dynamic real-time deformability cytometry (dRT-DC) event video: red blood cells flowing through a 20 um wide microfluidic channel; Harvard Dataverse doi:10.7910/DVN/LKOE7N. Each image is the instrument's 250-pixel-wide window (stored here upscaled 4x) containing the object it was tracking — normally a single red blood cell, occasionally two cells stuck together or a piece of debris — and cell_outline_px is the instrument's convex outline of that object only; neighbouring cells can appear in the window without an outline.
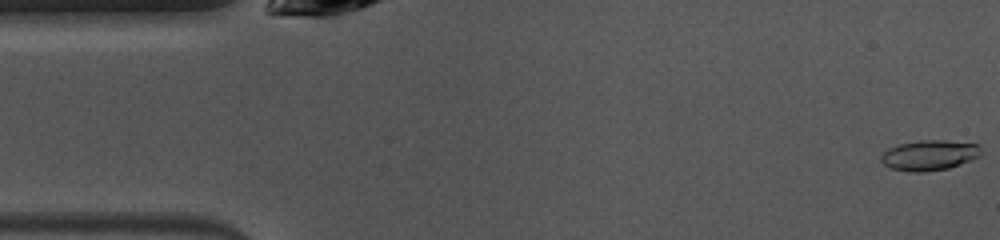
{"species": "common noctule bat (a hibernating species)", "species_latin": "Nyctalus noctula", "temperature_condition": "warm", "stored_images_in_passage": 48, "camera_frame_rate_fps": 3000, "um_per_image_px": 0.085, "animal": {"sex": "female", "body_mass_g": 10.0, "forearm_length_mm": 53.1}, "frame": {"image": 1, "passage_image": 1, "time_ms": 0.0, "image_size_px": [1000, 240], "cell_outline_px": [[980, 156], [960, 164], [948, 168], [924, 172], [912, 172], [892, 168], [884, 164], [880, 160], [880, 156], [888, 148], [900, 144], [920, 140], [944, 140], [980, 144]], "centroid_in_image_um": [78.99, 13.19], "position_along_channel_um": 6.0, "area_um2": 17.57}}
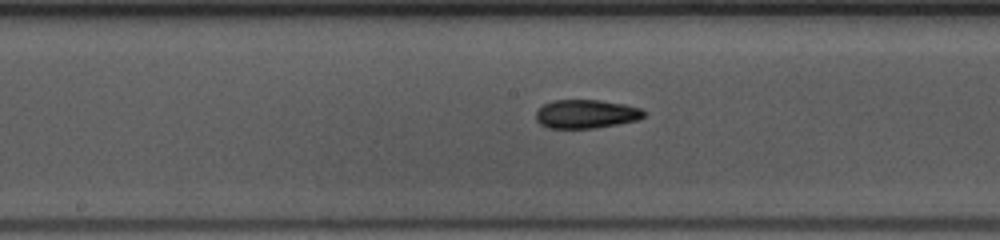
{"frame": {"image": 2, "passage_image": 23, "time_ms": 7.333, "image_size_px": [1000, 240], "cell_outline_px": [[648, 112], [644, 116], [636, 120], [596, 128], [548, 128], [540, 124], [536, 120], [536, 112], [544, 104], [552, 100], [600, 100], [624, 104], [640, 108]], "centroid_in_image_um": [49.81, 9.68], "position_along_channel_um": 198.4, "area_um2": 18.03}}
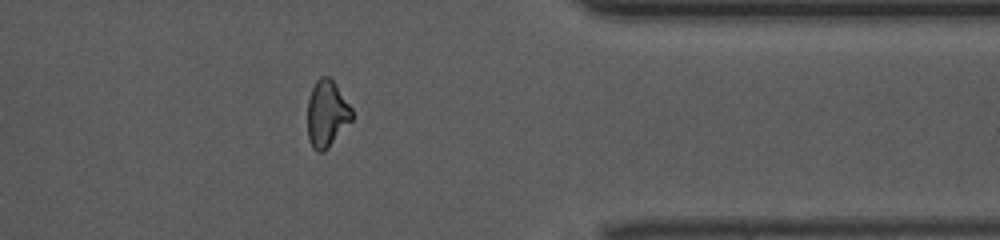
{"frame": {"image": 3, "passage_image": 38, "time_ms": 12.333, "image_size_px": [1000, 240], "cell_outline_px": [[352, 120], [328, 148], [324, 152], [316, 152], [312, 148], [308, 140], [308, 100], [312, 88], [316, 80], [320, 76], [328, 76], [336, 84], [352, 108]], "centroid_in_image_um": [27.77, 9.68], "position_along_channel_um": 383.6, "area_um2": 17.34}, "authors_computed_cell_mechanics": {"area_um2": 17.8313, "velocity_mm_per_s": 4.0443, "shape_relaxation_time_tau1_ms": 6.1652, "shape_relaxation_time_tau2_ms": 5.3533, "deformation_change_tau1": 0.1801, "deformation_change_tau2": 0.1107}}